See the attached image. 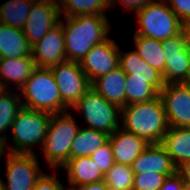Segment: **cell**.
I'll return each mask as SVG.
<instances>
[{
    "mask_svg": "<svg viewBox=\"0 0 190 190\" xmlns=\"http://www.w3.org/2000/svg\"><path fill=\"white\" fill-rule=\"evenodd\" d=\"M183 84L189 85L190 86V59H189V68H188V72L186 75V79L183 82Z\"/></svg>",
    "mask_w": 190,
    "mask_h": 190,
    "instance_id": "ab89813d",
    "label": "cell"
},
{
    "mask_svg": "<svg viewBox=\"0 0 190 190\" xmlns=\"http://www.w3.org/2000/svg\"><path fill=\"white\" fill-rule=\"evenodd\" d=\"M136 15V35L167 40L183 32L184 23L172 12L166 0H152L143 8L134 12Z\"/></svg>",
    "mask_w": 190,
    "mask_h": 190,
    "instance_id": "8992f818",
    "label": "cell"
},
{
    "mask_svg": "<svg viewBox=\"0 0 190 190\" xmlns=\"http://www.w3.org/2000/svg\"><path fill=\"white\" fill-rule=\"evenodd\" d=\"M121 127L149 144L161 143L169 125L160 96L121 108Z\"/></svg>",
    "mask_w": 190,
    "mask_h": 190,
    "instance_id": "7a4b0ae2",
    "label": "cell"
},
{
    "mask_svg": "<svg viewBox=\"0 0 190 190\" xmlns=\"http://www.w3.org/2000/svg\"><path fill=\"white\" fill-rule=\"evenodd\" d=\"M169 127H190V86L165 84L159 92Z\"/></svg>",
    "mask_w": 190,
    "mask_h": 190,
    "instance_id": "30bf717a",
    "label": "cell"
},
{
    "mask_svg": "<svg viewBox=\"0 0 190 190\" xmlns=\"http://www.w3.org/2000/svg\"><path fill=\"white\" fill-rule=\"evenodd\" d=\"M7 182L2 179L4 190H33L45 171L38 155L11 153L5 160Z\"/></svg>",
    "mask_w": 190,
    "mask_h": 190,
    "instance_id": "ba28073f",
    "label": "cell"
},
{
    "mask_svg": "<svg viewBox=\"0 0 190 190\" xmlns=\"http://www.w3.org/2000/svg\"><path fill=\"white\" fill-rule=\"evenodd\" d=\"M62 102L71 109L92 87L79 62L66 60L50 68Z\"/></svg>",
    "mask_w": 190,
    "mask_h": 190,
    "instance_id": "9c48e42d",
    "label": "cell"
},
{
    "mask_svg": "<svg viewBox=\"0 0 190 190\" xmlns=\"http://www.w3.org/2000/svg\"><path fill=\"white\" fill-rule=\"evenodd\" d=\"M108 139L105 132L80 126L70 146V158L90 156Z\"/></svg>",
    "mask_w": 190,
    "mask_h": 190,
    "instance_id": "603a6c76",
    "label": "cell"
},
{
    "mask_svg": "<svg viewBox=\"0 0 190 190\" xmlns=\"http://www.w3.org/2000/svg\"><path fill=\"white\" fill-rule=\"evenodd\" d=\"M177 172L180 174L184 183L190 185V160L183 162L177 167Z\"/></svg>",
    "mask_w": 190,
    "mask_h": 190,
    "instance_id": "d590c367",
    "label": "cell"
},
{
    "mask_svg": "<svg viewBox=\"0 0 190 190\" xmlns=\"http://www.w3.org/2000/svg\"><path fill=\"white\" fill-rule=\"evenodd\" d=\"M166 177L165 174L156 172L134 174L132 190H159Z\"/></svg>",
    "mask_w": 190,
    "mask_h": 190,
    "instance_id": "f546056e",
    "label": "cell"
},
{
    "mask_svg": "<svg viewBox=\"0 0 190 190\" xmlns=\"http://www.w3.org/2000/svg\"><path fill=\"white\" fill-rule=\"evenodd\" d=\"M119 67L127 79H147L159 92L165 85L162 73L144 61L134 49L127 52L119 49Z\"/></svg>",
    "mask_w": 190,
    "mask_h": 190,
    "instance_id": "ac0fdd59",
    "label": "cell"
},
{
    "mask_svg": "<svg viewBox=\"0 0 190 190\" xmlns=\"http://www.w3.org/2000/svg\"><path fill=\"white\" fill-rule=\"evenodd\" d=\"M61 170H65L67 173V187L73 189L93 182L103 181L105 176L89 156L70 158Z\"/></svg>",
    "mask_w": 190,
    "mask_h": 190,
    "instance_id": "d6986e66",
    "label": "cell"
},
{
    "mask_svg": "<svg viewBox=\"0 0 190 190\" xmlns=\"http://www.w3.org/2000/svg\"><path fill=\"white\" fill-rule=\"evenodd\" d=\"M22 105L31 110L60 114L70 109L62 102L50 68L37 67L19 90Z\"/></svg>",
    "mask_w": 190,
    "mask_h": 190,
    "instance_id": "277c9868",
    "label": "cell"
},
{
    "mask_svg": "<svg viewBox=\"0 0 190 190\" xmlns=\"http://www.w3.org/2000/svg\"><path fill=\"white\" fill-rule=\"evenodd\" d=\"M0 190H4L3 182H2V175L0 176Z\"/></svg>",
    "mask_w": 190,
    "mask_h": 190,
    "instance_id": "b9f144b4",
    "label": "cell"
},
{
    "mask_svg": "<svg viewBox=\"0 0 190 190\" xmlns=\"http://www.w3.org/2000/svg\"><path fill=\"white\" fill-rule=\"evenodd\" d=\"M31 48L22 29L0 23V58L27 57Z\"/></svg>",
    "mask_w": 190,
    "mask_h": 190,
    "instance_id": "44dd1931",
    "label": "cell"
},
{
    "mask_svg": "<svg viewBox=\"0 0 190 190\" xmlns=\"http://www.w3.org/2000/svg\"><path fill=\"white\" fill-rule=\"evenodd\" d=\"M172 12L184 23L190 22V0H166Z\"/></svg>",
    "mask_w": 190,
    "mask_h": 190,
    "instance_id": "d6a6232c",
    "label": "cell"
},
{
    "mask_svg": "<svg viewBox=\"0 0 190 190\" xmlns=\"http://www.w3.org/2000/svg\"><path fill=\"white\" fill-rule=\"evenodd\" d=\"M67 60L80 62L96 44L102 43L112 30L107 15L61 16Z\"/></svg>",
    "mask_w": 190,
    "mask_h": 190,
    "instance_id": "6da1fadb",
    "label": "cell"
},
{
    "mask_svg": "<svg viewBox=\"0 0 190 190\" xmlns=\"http://www.w3.org/2000/svg\"><path fill=\"white\" fill-rule=\"evenodd\" d=\"M183 32L186 36L187 48L190 51V22L184 24Z\"/></svg>",
    "mask_w": 190,
    "mask_h": 190,
    "instance_id": "f35d334b",
    "label": "cell"
},
{
    "mask_svg": "<svg viewBox=\"0 0 190 190\" xmlns=\"http://www.w3.org/2000/svg\"><path fill=\"white\" fill-rule=\"evenodd\" d=\"M74 189L75 190H109L104 180L82 185L80 187H75Z\"/></svg>",
    "mask_w": 190,
    "mask_h": 190,
    "instance_id": "8d00e7d4",
    "label": "cell"
},
{
    "mask_svg": "<svg viewBox=\"0 0 190 190\" xmlns=\"http://www.w3.org/2000/svg\"><path fill=\"white\" fill-rule=\"evenodd\" d=\"M108 140L112 147L114 162L129 166L149 145L143 138L126 131L122 127L109 135Z\"/></svg>",
    "mask_w": 190,
    "mask_h": 190,
    "instance_id": "2e32d148",
    "label": "cell"
},
{
    "mask_svg": "<svg viewBox=\"0 0 190 190\" xmlns=\"http://www.w3.org/2000/svg\"><path fill=\"white\" fill-rule=\"evenodd\" d=\"M131 168L133 174L156 172L169 176L177 171V167L161 143L149 144L132 163Z\"/></svg>",
    "mask_w": 190,
    "mask_h": 190,
    "instance_id": "e0dca14e",
    "label": "cell"
},
{
    "mask_svg": "<svg viewBox=\"0 0 190 190\" xmlns=\"http://www.w3.org/2000/svg\"><path fill=\"white\" fill-rule=\"evenodd\" d=\"M31 56L39 68H51L67 60L61 22L32 46Z\"/></svg>",
    "mask_w": 190,
    "mask_h": 190,
    "instance_id": "5bb4252c",
    "label": "cell"
},
{
    "mask_svg": "<svg viewBox=\"0 0 190 190\" xmlns=\"http://www.w3.org/2000/svg\"><path fill=\"white\" fill-rule=\"evenodd\" d=\"M64 190H75V189L66 187Z\"/></svg>",
    "mask_w": 190,
    "mask_h": 190,
    "instance_id": "7bdbcfd3",
    "label": "cell"
},
{
    "mask_svg": "<svg viewBox=\"0 0 190 190\" xmlns=\"http://www.w3.org/2000/svg\"><path fill=\"white\" fill-rule=\"evenodd\" d=\"M35 0H7L0 4V23L23 29Z\"/></svg>",
    "mask_w": 190,
    "mask_h": 190,
    "instance_id": "484cf974",
    "label": "cell"
},
{
    "mask_svg": "<svg viewBox=\"0 0 190 190\" xmlns=\"http://www.w3.org/2000/svg\"><path fill=\"white\" fill-rule=\"evenodd\" d=\"M104 181L110 190H132L134 174L131 166L114 163L105 174Z\"/></svg>",
    "mask_w": 190,
    "mask_h": 190,
    "instance_id": "f1b7e54d",
    "label": "cell"
},
{
    "mask_svg": "<svg viewBox=\"0 0 190 190\" xmlns=\"http://www.w3.org/2000/svg\"><path fill=\"white\" fill-rule=\"evenodd\" d=\"M133 39L134 51L150 66L163 74L166 59L162 50V41L136 34L133 35Z\"/></svg>",
    "mask_w": 190,
    "mask_h": 190,
    "instance_id": "cb8c5ba5",
    "label": "cell"
},
{
    "mask_svg": "<svg viewBox=\"0 0 190 190\" xmlns=\"http://www.w3.org/2000/svg\"><path fill=\"white\" fill-rule=\"evenodd\" d=\"M119 49L115 39L108 37L88 51L79 64L91 83L119 66Z\"/></svg>",
    "mask_w": 190,
    "mask_h": 190,
    "instance_id": "4fadbf2b",
    "label": "cell"
},
{
    "mask_svg": "<svg viewBox=\"0 0 190 190\" xmlns=\"http://www.w3.org/2000/svg\"><path fill=\"white\" fill-rule=\"evenodd\" d=\"M152 0H108L110 11L118 7L119 5L124 9L126 12H132L143 8L146 4L151 2Z\"/></svg>",
    "mask_w": 190,
    "mask_h": 190,
    "instance_id": "836d02e7",
    "label": "cell"
},
{
    "mask_svg": "<svg viewBox=\"0 0 190 190\" xmlns=\"http://www.w3.org/2000/svg\"><path fill=\"white\" fill-rule=\"evenodd\" d=\"M58 170L53 174L45 172L37 181L33 190H64L67 184H64L58 177Z\"/></svg>",
    "mask_w": 190,
    "mask_h": 190,
    "instance_id": "1f68e13d",
    "label": "cell"
},
{
    "mask_svg": "<svg viewBox=\"0 0 190 190\" xmlns=\"http://www.w3.org/2000/svg\"><path fill=\"white\" fill-rule=\"evenodd\" d=\"M181 190H190V185L184 183Z\"/></svg>",
    "mask_w": 190,
    "mask_h": 190,
    "instance_id": "60d3db41",
    "label": "cell"
},
{
    "mask_svg": "<svg viewBox=\"0 0 190 190\" xmlns=\"http://www.w3.org/2000/svg\"><path fill=\"white\" fill-rule=\"evenodd\" d=\"M71 111L52 114L48 130L41 147L46 164L52 171L59 170L70 159V146L80 125Z\"/></svg>",
    "mask_w": 190,
    "mask_h": 190,
    "instance_id": "5b68a950",
    "label": "cell"
},
{
    "mask_svg": "<svg viewBox=\"0 0 190 190\" xmlns=\"http://www.w3.org/2000/svg\"><path fill=\"white\" fill-rule=\"evenodd\" d=\"M166 65L162 74L165 84L183 83L189 68L190 51L184 32L162 41Z\"/></svg>",
    "mask_w": 190,
    "mask_h": 190,
    "instance_id": "7c38bea8",
    "label": "cell"
},
{
    "mask_svg": "<svg viewBox=\"0 0 190 190\" xmlns=\"http://www.w3.org/2000/svg\"><path fill=\"white\" fill-rule=\"evenodd\" d=\"M79 112L84 127L111 135L121 127V108L108 102L92 87L69 110Z\"/></svg>",
    "mask_w": 190,
    "mask_h": 190,
    "instance_id": "52a82bcc",
    "label": "cell"
},
{
    "mask_svg": "<svg viewBox=\"0 0 190 190\" xmlns=\"http://www.w3.org/2000/svg\"><path fill=\"white\" fill-rule=\"evenodd\" d=\"M161 144L178 167L190 160V127H169Z\"/></svg>",
    "mask_w": 190,
    "mask_h": 190,
    "instance_id": "7402d4cb",
    "label": "cell"
},
{
    "mask_svg": "<svg viewBox=\"0 0 190 190\" xmlns=\"http://www.w3.org/2000/svg\"><path fill=\"white\" fill-rule=\"evenodd\" d=\"M51 115L47 112L22 107L11 125L10 135L6 139L10 152L38 155L34 146H43Z\"/></svg>",
    "mask_w": 190,
    "mask_h": 190,
    "instance_id": "3957f363",
    "label": "cell"
},
{
    "mask_svg": "<svg viewBox=\"0 0 190 190\" xmlns=\"http://www.w3.org/2000/svg\"><path fill=\"white\" fill-rule=\"evenodd\" d=\"M10 154L11 152L7 140L0 136V161H3L4 158L6 160Z\"/></svg>",
    "mask_w": 190,
    "mask_h": 190,
    "instance_id": "74e56055",
    "label": "cell"
},
{
    "mask_svg": "<svg viewBox=\"0 0 190 190\" xmlns=\"http://www.w3.org/2000/svg\"><path fill=\"white\" fill-rule=\"evenodd\" d=\"M19 91L0 89V136L7 139L11 125L22 109Z\"/></svg>",
    "mask_w": 190,
    "mask_h": 190,
    "instance_id": "d4e9b609",
    "label": "cell"
},
{
    "mask_svg": "<svg viewBox=\"0 0 190 190\" xmlns=\"http://www.w3.org/2000/svg\"><path fill=\"white\" fill-rule=\"evenodd\" d=\"M159 96V91L147 79H126L125 106L147 102Z\"/></svg>",
    "mask_w": 190,
    "mask_h": 190,
    "instance_id": "83f0119b",
    "label": "cell"
},
{
    "mask_svg": "<svg viewBox=\"0 0 190 190\" xmlns=\"http://www.w3.org/2000/svg\"><path fill=\"white\" fill-rule=\"evenodd\" d=\"M57 3L61 16L106 15L110 10L108 0H57Z\"/></svg>",
    "mask_w": 190,
    "mask_h": 190,
    "instance_id": "4316f807",
    "label": "cell"
},
{
    "mask_svg": "<svg viewBox=\"0 0 190 190\" xmlns=\"http://www.w3.org/2000/svg\"><path fill=\"white\" fill-rule=\"evenodd\" d=\"M105 175L114 165L113 151L109 140L89 156Z\"/></svg>",
    "mask_w": 190,
    "mask_h": 190,
    "instance_id": "4dcf8cb0",
    "label": "cell"
},
{
    "mask_svg": "<svg viewBox=\"0 0 190 190\" xmlns=\"http://www.w3.org/2000/svg\"><path fill=\"white\" fill-rule=\"evenodd\" d=\"M61 13L57 0H35L23 27L31 46L40 41L48 31L60 22Z\"/></svg>",
    "mask_w": 190,
    "mask_h": 190,
    "instance_id": "8fae6325",
    "label": "cell"
},
{
    "mask_svg": "<svg viewBox=\"0 0 190 190\" xmlns=\"http://www.w3.org/2000/svg\"><path fill=\"white\" fill-rule=\"evenodd\" d=\"M36 68L31 55L0 58V89L19 91Z\"/></svg>",
    "mask_w": 190,
    "mask_h": 190,
    "instance_id": "9a60e30c",
    "label": "cell"
},
{
    "mask_svg": "<svg viewBox=\"0 0 190 190\" xmlns=\"http://www.w3.org/2000/svg\"><path fill=\"white\" fill-rule=\"evenodd\" d=\"M184 181L180 174L176 171L174 174L165 178L163 186L159 190H181Z\"/></svg>",
    "mask_w": 190,
    "mask_h": 190,
    "instance_id": "e575fe53",
    "label": "cell"
},
{
    "mask_svg": "<svg viewBox=\"0 0 190 190\" xmlns=\"http://www.w3.org/2000/svg\"><path fill=\"white\" fill-rule=\"evenodd\" d=\"M126 79V73L118 66L105 75L96 78L91 85L108 102L123 108L125 106Z\"/></svg>",
    "mask_w": 190,
    "mask_h": 190,
    "instance_id": "ffe728a7",
    "label": "cell"
}]
</instances>
